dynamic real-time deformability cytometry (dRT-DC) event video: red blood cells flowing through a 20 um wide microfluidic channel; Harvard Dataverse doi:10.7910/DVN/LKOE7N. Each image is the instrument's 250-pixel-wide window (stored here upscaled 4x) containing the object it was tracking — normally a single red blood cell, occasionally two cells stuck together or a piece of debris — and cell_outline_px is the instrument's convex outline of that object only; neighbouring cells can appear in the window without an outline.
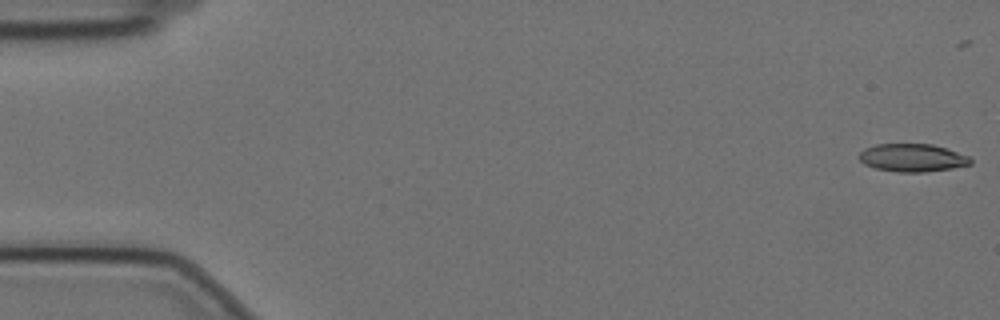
{"species": "Egyptian fruit bat (a non-hibernating species)", "species_latin": "Rousettus aegyptiacus", "temperature_condition": "cold", "stored_images_in_passage": 24, "camera_frame_rate_fps": 3000, "um_per_image_px": 0.085, "animal": {"sex": "female"}, "frame": {"image": 1, "passage_image": 1, "time_ms": 0.0, "image_size_px": [1000, 320], "cell_outline_px": [[972, 164], [952, 168], [924, 172], [896, 172], [876, 168], [864, 164], [860, 160], [860, 152], [864, 148], [876, 144], [932, 144], [968, 156], [972, 160]], "centroid_in_image_um": [77.54, 13.41], "position_along_channel_um": 7.5, "area_um2": 17.98}}
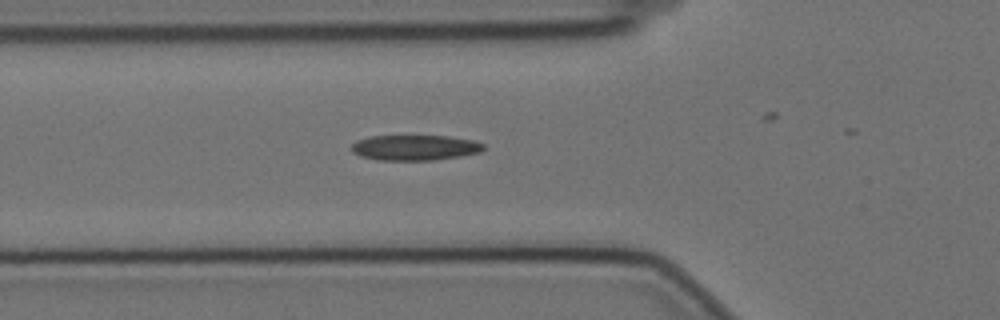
{"frame": {"image": 2, "passage_image": 20, "time_ms": 6.333, "image_size_px": [1000, 320], "cell_outline_px": [[484, 148], [480, 152], [460, 156], [432, 160], [376, 160], [360, 156], [352, 152], [352, 144], [356, 140], [372, 136], [448, 136], [472, 140], [484, 144]], "centroid_in_image_um": [35.24, 12.55], "position_along_channel_um": 90.6, "area_um2": 19.48}}
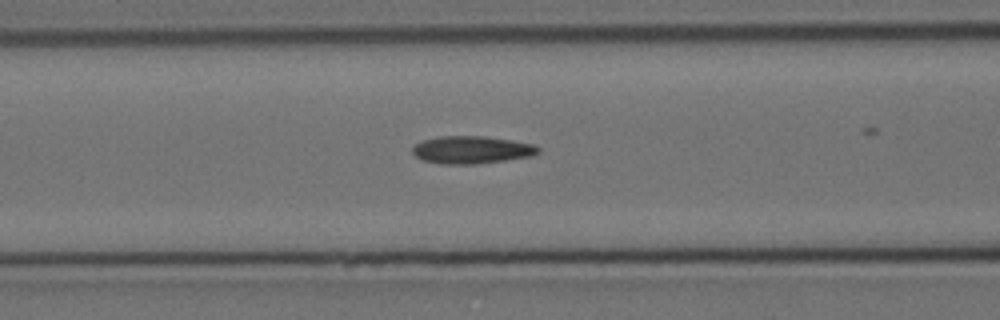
{"frame": {"image": 3, "passage_image": 23, "time_ms": 7.333, "image_size_px": [1000, 320], "cell_outline_px": [[540, 152], [532, 156], [476, 164], [440, 164], [424, 160], [416, 156], [412, 152], [412, 148], [420, 140], [440, 136], [484, 136], [512, 140], [536, 144], [540, 148]], "centroid_in_image_um": [40.11, 12.73], "position_along_channel_um": 126.5, "area_um2": 20.35}}